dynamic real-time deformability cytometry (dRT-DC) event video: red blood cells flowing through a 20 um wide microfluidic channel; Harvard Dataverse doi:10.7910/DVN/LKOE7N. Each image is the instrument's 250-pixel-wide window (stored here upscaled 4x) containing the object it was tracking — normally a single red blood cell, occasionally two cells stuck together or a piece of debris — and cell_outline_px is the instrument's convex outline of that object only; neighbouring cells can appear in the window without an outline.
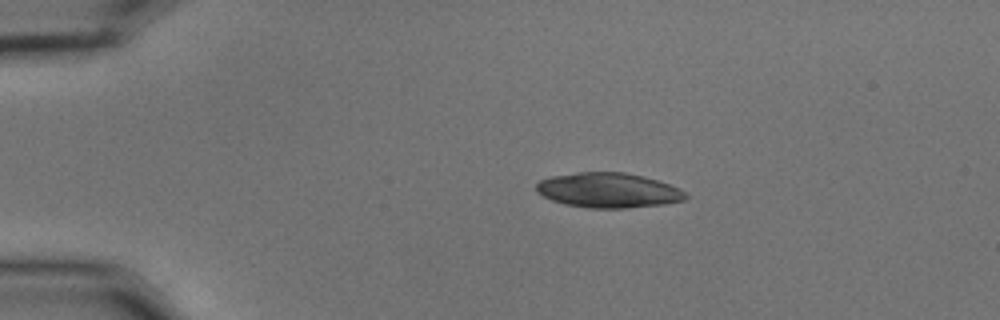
{"species": "common noctule bat (a hibernating species)", "species_latin": "Nyctalus noctula", "temperature_condition": "cold", "stored_images_in_passage": 45, "camera_frame_rate_fps": 3000, "um_per_image_px": 0.085, "animal": {"sex": "male", "body_mass_g": 15.6}, "frame": {"image": 1, "passage_image": 1, "time_ms": 0.0, "image_size_px": [1000, 320], "cell_outline_px": [[688, 196], [684, 200], [664, 204], [624, 208], [588, 208], [564, 204], [552, 200], [536, 192], [536, 184], [540, 180], [552, 176], [576, 172], [624, 172], [644, 176], [680, 188]], "centroid_in_image_um": [51.69, 16.17], "position_along_channel_um": 33.3, "area_um2": 30.35}}